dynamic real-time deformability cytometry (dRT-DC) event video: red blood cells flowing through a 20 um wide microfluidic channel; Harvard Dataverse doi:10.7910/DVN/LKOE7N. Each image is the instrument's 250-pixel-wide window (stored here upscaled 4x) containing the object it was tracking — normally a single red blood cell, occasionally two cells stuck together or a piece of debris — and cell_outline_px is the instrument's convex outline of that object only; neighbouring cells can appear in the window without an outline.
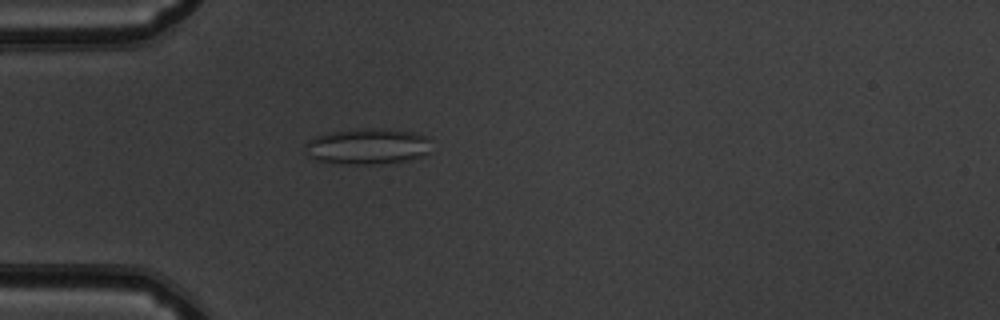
{"species": "common noctule bat (a hibernating species)", "species_latin": "Nyctalus noctula", "temperature_condition": "warm", "stored_images_in_passage": 53, "camera_frame_rate_fps": 3000, "um_per_image_px": 0.085, "animal": {"sex": "male", "body_mass_g": 19.5, "forearm_length_mm": 54.6}, "frame": {"image": 1, "passage_image": 16, "time_ms": 5.0, "image_size_px": [1000, 320], "cell_outline_px": [[428, 152], [420, 156], [408, 160], [380, 164], [348, 164], [316, 160], [304, 148], [304, 144], [308, 140], [316, 136], [328, 132], [356, 128], [372, 128], [412, 132], [428, 136]], "centroid_in_image_um": [31.2, 12.43], "position_along_channel_um": 53.8, "area_um2": 26.24}}
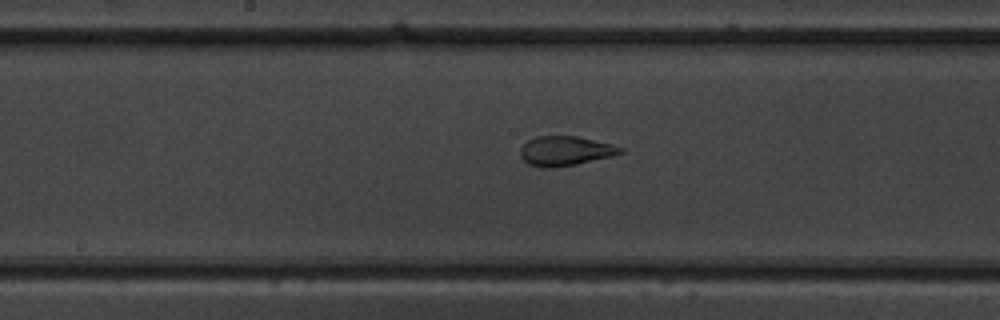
{"frame": {"image": 2, "passage_image": 28, "time_ms": 9.0, "image_size_px": [1000, 320], "cell_outline_px": [[624, 152], [612, 156], [576, 164], [548, 168], [540, 168], [528, 164], [520, 156], [520, 148], [528, 140], [536, 136], [576, 136], [612, 144], [624, 148]], "centroid_in_image_um": [48.03, 12.83], "position_along_channel_um": 200.2, "area_um2": 17.22}}
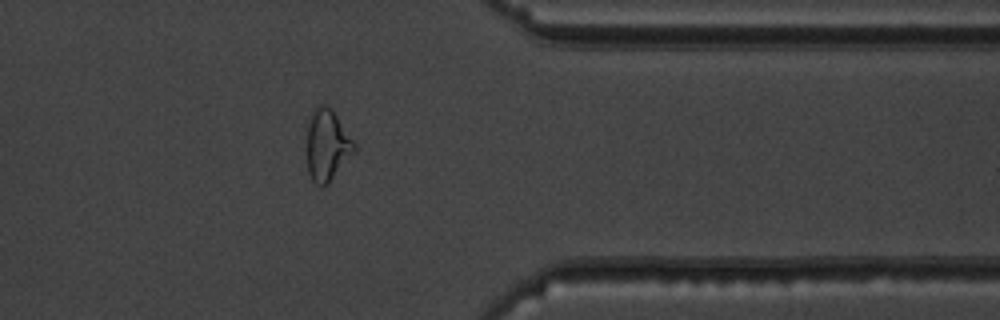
{"frame": {"image": 3, "passage_image": 43, "time_ms": 14.0, "image_size_px": [1000, 320], "cell_outline_px": [[356, 152], [328, 184], [320, 188], [312, 180], [308, 172], [308, 116], [316, 104], [324, 104], [332, 108], [356, 144]], "centroid_in_image_um": [27.82, 12.32], "position_along_channel_um": 383.6, "area_um2": 20.11}, "authors_computed_cell_mechanics": {"area_um2": 20.6346, "velocity_mm_per_s": 3.8768, "shape_relaxation_time_tau1_ms": null, "shape_relaxation_time_tau2_ms": 1.2721, "deformation_change_tau1": null, "deformation_change_tau2": 0.0827}}